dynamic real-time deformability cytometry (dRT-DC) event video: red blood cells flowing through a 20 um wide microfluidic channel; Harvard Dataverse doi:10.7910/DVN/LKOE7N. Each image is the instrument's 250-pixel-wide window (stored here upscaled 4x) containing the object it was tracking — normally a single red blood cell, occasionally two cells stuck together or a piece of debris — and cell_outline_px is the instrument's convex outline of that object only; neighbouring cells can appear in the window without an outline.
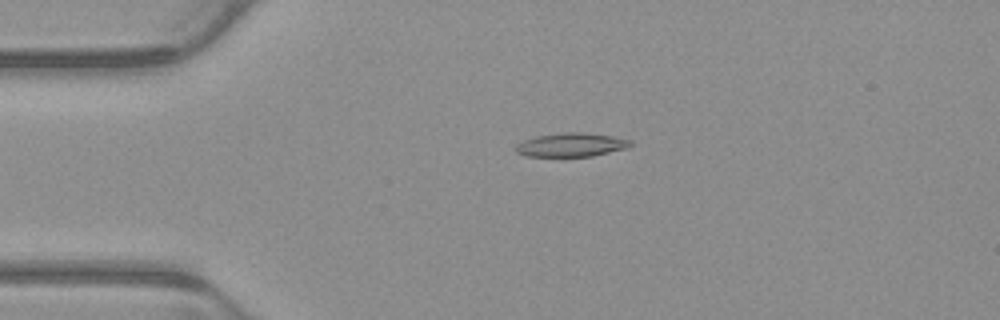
{"species": "common noctule bat (a hibernating species)", "species_latin": "Nyctalus noctula", "temperature_condition": "warm", "stored_images_in_passage": 2, "camera_frame_rate_fps": 3000, "um_per_image_px": 0.085, "animal": {"sex": "male", "body_mass_g": 23.1, "forearm_length_mm": 52.7}, "frame": {"image": 1, "passage_image": 1, "time_ms": 0.0, "image_size_px": [1000, 320], "cell_outline_px": [[632, 144], [628, 148], [592, 156], [524, 156], [516, 152], [516, 144], [524, 140], [536, 136], [564, 132], [580, 132], [612, 136], [632, 140]], "centroid_in_image_um": [48.56, 12.31], "position_along_channel_um": 36.4, "area_um2": 15.84}}